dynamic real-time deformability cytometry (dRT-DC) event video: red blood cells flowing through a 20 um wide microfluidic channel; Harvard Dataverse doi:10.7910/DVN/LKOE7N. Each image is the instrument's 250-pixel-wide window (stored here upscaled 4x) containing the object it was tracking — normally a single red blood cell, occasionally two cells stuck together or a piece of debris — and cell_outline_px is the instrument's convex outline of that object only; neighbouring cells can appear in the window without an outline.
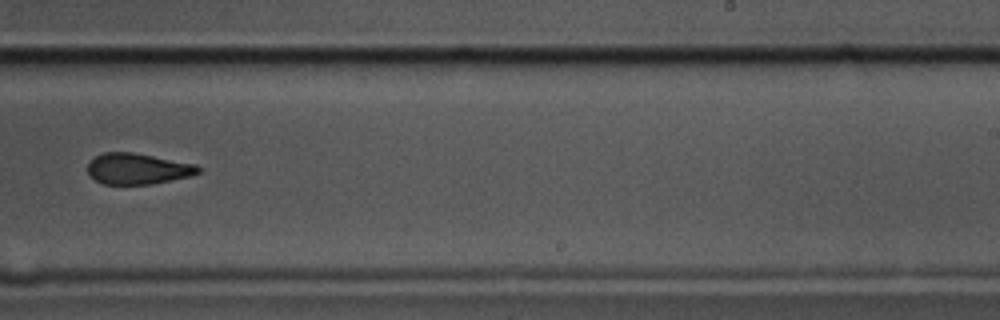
{"species": "common noctule bat (a hibernating species)", "species_latin": "Nyctalus noctula", "temperature_condition": "cold", "stored_images_in_passage": 10, "camera_frame_rate_fps": 3000, "um_per_image_px": 0.085, "animal": {"sex": "male", "body_mass_g": 17.5, "forearm_length_mm": 52.3}, "frame": {"image": 1, "passage_image": 10, "time_ms": 3.0, "image_size_px": [1000, 320], "cell_outline_px": [[200, 172], [192, 176], [152, 184], [104, 184], [96, 180], [88, 172], [88, 160], [104, 152], [132, 152], [196, 164], [200, 168]], "centroid_in_image_um": [11.71, 14.34], "position_along_channel_um": 277.3, "area_um2": 19.94}}